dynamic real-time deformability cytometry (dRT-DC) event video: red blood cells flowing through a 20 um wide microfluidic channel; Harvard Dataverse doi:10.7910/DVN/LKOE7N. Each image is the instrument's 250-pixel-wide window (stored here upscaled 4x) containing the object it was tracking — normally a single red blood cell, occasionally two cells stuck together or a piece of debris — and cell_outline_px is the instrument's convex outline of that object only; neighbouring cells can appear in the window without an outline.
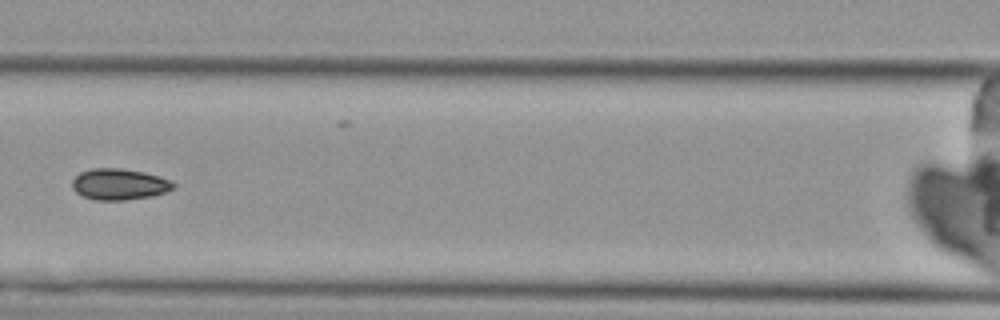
{"species": "Egyptian fruit bat (a non-hibernating species)", "species_latin": "Rousettus aegyptiacus", "temperature_condition": "cold", "stored_images_in_passage": 7, "camera_frame_rate_fps": 3000, "um_per_image_px": 0.085, "animal": {"sex": "female"}, "frame": {"image": 1, "passage_image": 7, "time_ms": 7.0, "image_size_px": [1000, 320], "cell_outline_px": [[176, 188], [152, 196], [124, 200], [96, 200], [84, 196], [76, 192], [72, 188], [72, 180], [80, 172], [92, 168], [120, 168], [144, 172], [160, 176], [176, 184]], "centroid_in_image_um": [10.14, 15.65], "position_along_channel_um": 156.5, "area_um2": 18.38}}